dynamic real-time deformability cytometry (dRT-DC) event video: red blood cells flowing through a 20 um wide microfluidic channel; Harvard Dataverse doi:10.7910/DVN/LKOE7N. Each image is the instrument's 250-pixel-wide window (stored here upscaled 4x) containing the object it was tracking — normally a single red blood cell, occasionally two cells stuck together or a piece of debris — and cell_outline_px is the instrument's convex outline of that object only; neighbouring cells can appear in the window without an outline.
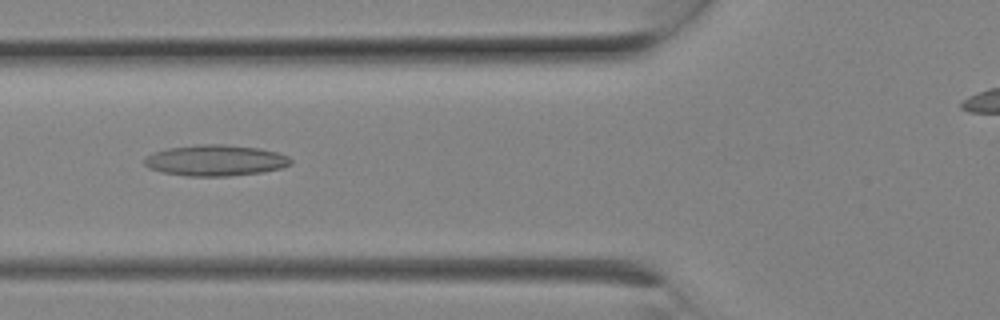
{"species": "Egyptian fruit bat (a non-hibernating species)", "species_latin": "Rousettus aegyptiacus", "temperature_condition": "room temperature", "stored_images_in_passage": 9, "camera_frame_rate_fps": 3000, "um_per_image_px": 0.085, "animal": {"sex": "female"}, "frame": {"image": 1, "passage_image": 8, "time_ms": 2.333, "image_size_px": [1000, 320], "cell_outline_px": [[292, 164], [280, 168], [264, 172], [228, 176], [184, 176], [164, 172], [148, 168], [144, 164], [144, 160], [152, 152], [168, 148], [200, 144], [224, 144], [260, 148], [276, 152], [288, 156], [292, 160]], "centroid_in_image_um": [18.32, 13.63], "position_along_channel_um": 107.5, "area_um2": 26.53}}
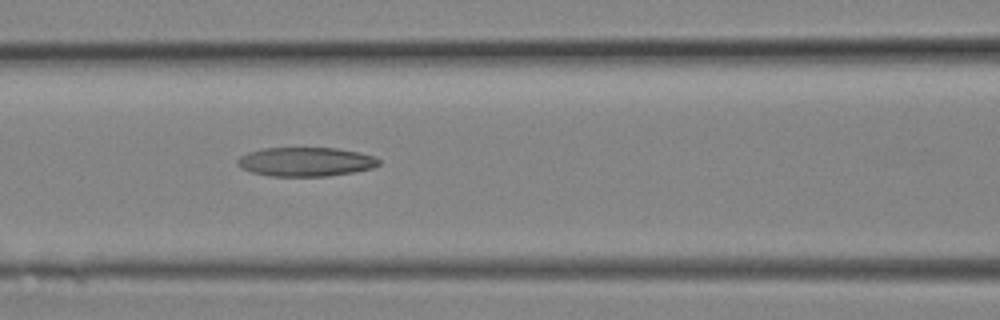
{"frame": {"image": 2, "passage_image": 9, "time_ms": 2.667, "image_size_px": [1000, 320], "cell_outline_px": [[380, 164], [372, 168], [352, 172], [328, 176], [268, 176], [252, 172], [240, 168], [236, 164], [236, 160], [240, 156], [248, 152], [260, 148], [336, 148], [376, 156], [380, 160]], "centroid_in_image_um": [25.95, 13.75], "position_along_channel_um": 140.7, "area_um2": 24.04}}